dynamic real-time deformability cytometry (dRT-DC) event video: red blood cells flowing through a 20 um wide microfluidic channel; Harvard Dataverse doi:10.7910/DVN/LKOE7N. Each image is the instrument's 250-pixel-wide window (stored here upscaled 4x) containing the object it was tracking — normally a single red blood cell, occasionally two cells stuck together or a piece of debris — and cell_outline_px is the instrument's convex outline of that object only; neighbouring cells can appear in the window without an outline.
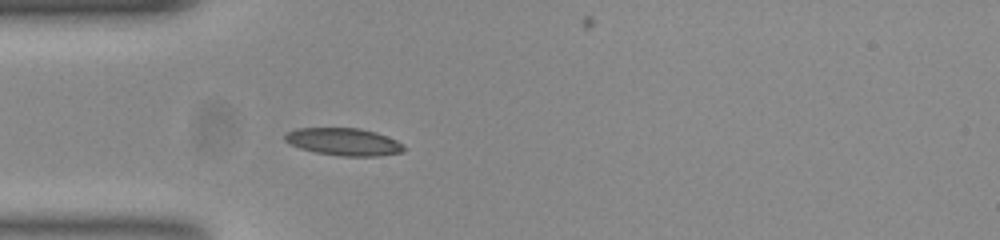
{"species": "common noctule bat (a hibernating species)", "species_latin": "Nyctalus noctula", "temperature_condition": "room temperature", "stored_images_in_passage": 52, "camera_frame_rate_fps": 3000, "um_per_image_px": 0.085, "animal": {"sex": "female", "body_mass_g": 23.0, "forearm_length_mm": 53.4}, "frame": {"image": 1, "passage_image": 13, "time_ms": 4.0, "image_size_px": [1000, 240], "cell_outline_px": [[408, 148], [404, 152], [380, 156], [340, 156], [316, 152], [300, 148], [288, 144], [284, 140], [284, 132], [296, 128], [360, 128], [376, 132], [388, 136], [404, 144]], "centroid_in_image_um": [29.23, 12.05], "position_along_channel_um": 55.8, "area_um2": 19.42}}
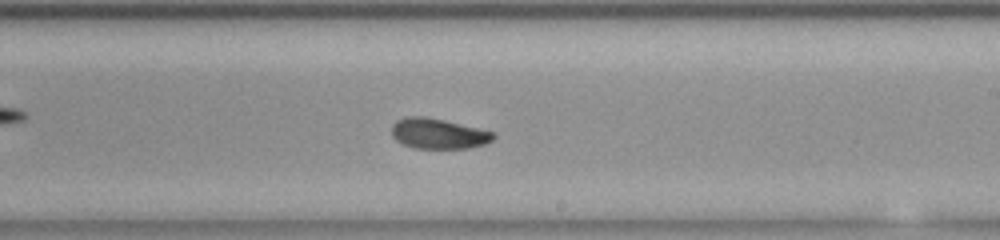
{"frame": {"image": 2, "passage_image": 29, "time_ms": 9.333, "image_size_px": [1000, 240], "cell_outline_px": [[496, 136], [492, 140], [484, 144], [468, 148], [416, 148], [404, 144], [396, 140], [392, 136], [392, 124], [396, 120], [408, 116], [424, 116], [444, 120], [496, 132]], "centroid_in_image_um": [37.26, 11.35], "position_along_channel_um": 251.7, "area_um2": 17.98}}
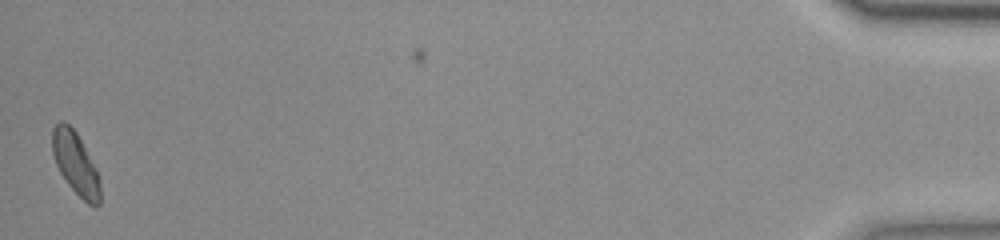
{"frame": {"image": 3, "passage_image": 51, "time_ms": 16.667, "image_size_px": [1000, 240], "cell_outline_px": [[100, 204], [96, 208], [88, 204], [68, 184], [60, 172], [56, 164], [52, 152], [52, 128], [60, 120], [64, 120], [76, 132], [100, 176]], "centroid_in_image_um": [6.42, 13.9], "position_along_channel_um": 428.8, "area_um2": 17.34}, "authors_computed_cell_mechanics": {"area_um2": 17.9758, "velocity_mm_per_s": 3.7643, "shape_relaxation_time_tau1_ms": 4.0482, "shape_relaxation_time_tau2_ms": 2.7918, "deformation_change_tau1": 0.1489, "deformation_change_tau2": 0.0695}}